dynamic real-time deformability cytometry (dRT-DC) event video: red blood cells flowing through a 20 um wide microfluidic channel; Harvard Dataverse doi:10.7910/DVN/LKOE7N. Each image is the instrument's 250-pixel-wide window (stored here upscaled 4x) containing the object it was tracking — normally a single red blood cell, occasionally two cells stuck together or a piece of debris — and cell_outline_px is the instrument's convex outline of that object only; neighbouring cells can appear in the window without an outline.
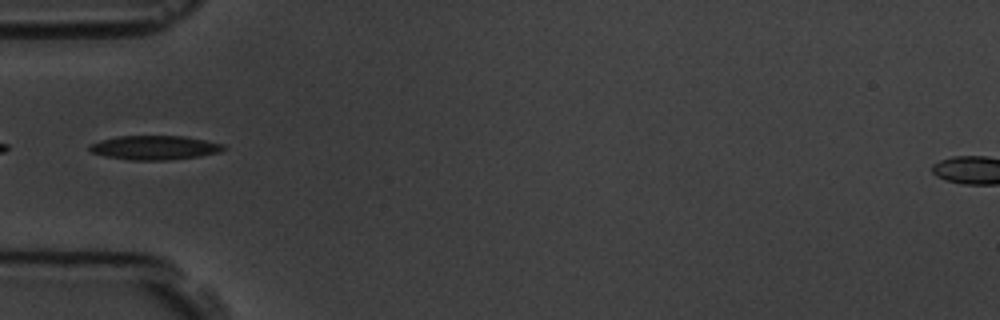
{"species": "common noctule bat (a hibernating species)", "species_latin": "Nyctalus noctula", "temperature_condition": "room temperature", "stored_images_in_passage": 4, "camera_frame_rate_fps": 3000, "um_per_image_px": 0.085, "animal": {"sex": "male", "body_mass_g": 19.5, "forearm_length_mm": 54.6}, "frame": {"image": 1, "passage_image": 4, "time_ms": 3.333, "image_size_px": [1000, 320], "cell_outline_px": [[224, 148], [220, 152], [200, 156], [168, 160], [132, 160], [104, 156], [92, 152], [88, 148], [88, 144], [100, 140], [116, 136], [184, 136], [224, 144]], "centroid_in_image_um": [13.11, 12.55], "position_along_channel_um": 71.9, "area_um2": 18.84}}